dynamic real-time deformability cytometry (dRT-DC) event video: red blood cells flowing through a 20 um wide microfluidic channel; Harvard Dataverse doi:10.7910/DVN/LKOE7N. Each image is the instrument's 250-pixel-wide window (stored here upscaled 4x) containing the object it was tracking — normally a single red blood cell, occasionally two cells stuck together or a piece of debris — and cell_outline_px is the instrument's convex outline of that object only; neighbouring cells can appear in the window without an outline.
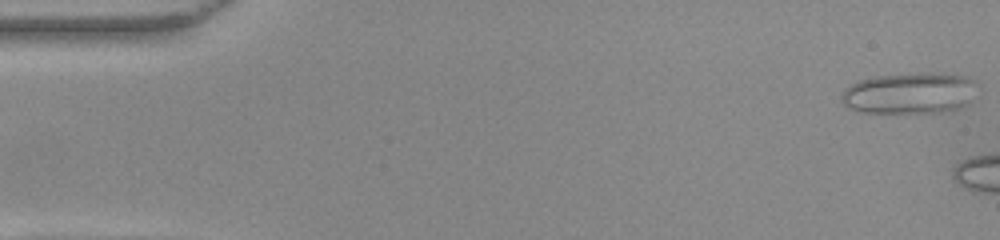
{"species": "common noctule bat (a hibernating species)", "species_latin": "Nyctalus noctula", "temperature_condition": "warm", "stored_images_in_passage": 5, "camera_frame_rate_fps": 3000, "um_per_image_px": 0.085, "animal": {"sex": "female", "body_mass_g": 22.0, "forearm_length_mm": 56.7}, "frame": {"image": 1, "passage_image": 1, "time_ms": 0.0, "image_size_px": [1000, 240], "cell_outline_px": [[972, 80], [964, 104], [956, 108], [940, 112], [860, 112], [848, 108], [840, 100], [840, 96], [852, 84], [860, 80], [876, 76], [928, 72], [964, 76]], "centroid_in_image_um": [77.15, 7.92], "position_along_channel_um": 7.9, "area_um2": 31.33}}